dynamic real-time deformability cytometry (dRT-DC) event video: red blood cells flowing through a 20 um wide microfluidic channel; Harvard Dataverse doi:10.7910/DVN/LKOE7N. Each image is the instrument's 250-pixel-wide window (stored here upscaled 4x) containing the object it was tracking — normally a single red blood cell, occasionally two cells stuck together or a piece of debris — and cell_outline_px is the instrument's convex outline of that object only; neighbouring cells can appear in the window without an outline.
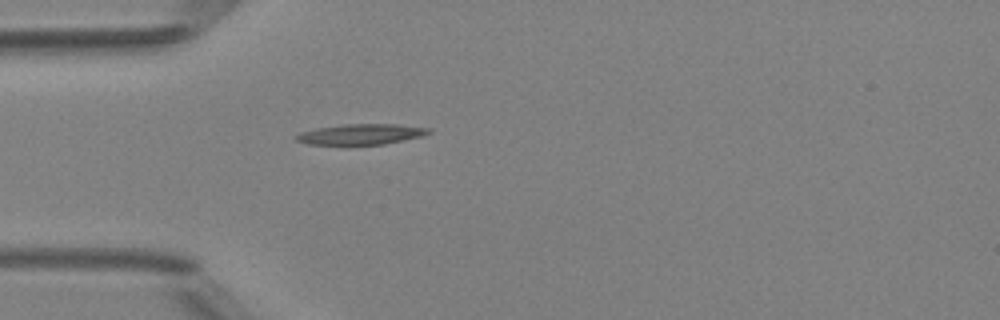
{"species": "Egyptian fruit bat (a non-hibernating species)", "species_latin": "Rousettus aegyptiacus", "temperature_condition": "room temperature", "stored_images_in_passage": 1, "camera_frame_rate_fps": 3000, "um_per_image_px": 0.085, "animal": {"sex": "female"}, "frame": {"image": 1, "passage_image": 1, "time_ms": 0.0, "image_size_px": [1000, 320], "cell_outline_px": [[432, 132], [420, 136], [384, 144], [308, 144], [296, 140], [296, 136], [300, 132], [316, 128], [344, 124], [396, 124], [432, 128]], "centroid_in_image_um": [30.7, 11.39], "position_along_channel_um": 54.3, "area_um2": 15.66}}